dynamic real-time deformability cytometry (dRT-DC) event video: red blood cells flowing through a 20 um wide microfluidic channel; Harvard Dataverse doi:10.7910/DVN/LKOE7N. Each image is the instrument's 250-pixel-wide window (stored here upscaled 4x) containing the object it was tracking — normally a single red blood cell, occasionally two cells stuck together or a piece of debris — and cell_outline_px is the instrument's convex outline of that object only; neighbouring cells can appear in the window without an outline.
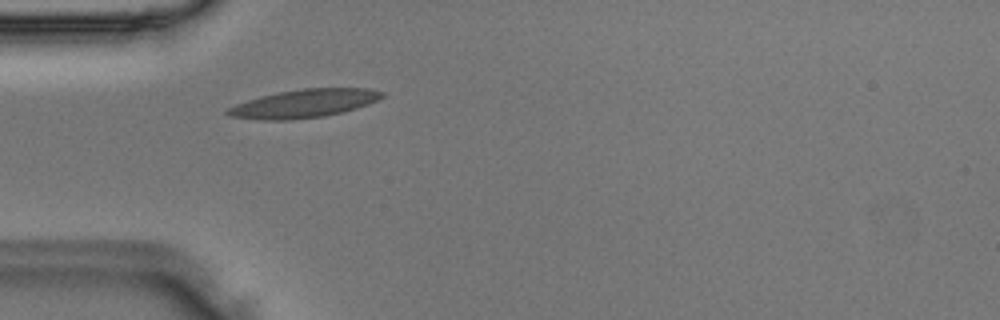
{"species": "Egyptian fruit bat (a non-hibernating species)", "species_latin": "Rousettus aegyptiacus", "temperature_condition": "room temperature", "stored_images_in_passage": 33, "camera_frame_rate_fps": 3000, "um_per_image_px": 0.085, "animal": {"sex": "male"}, "frame": {"image": 1, "passage_image": 3, "time_ms": 0.667, "image_size_px": [1000, 320], "cell_outline_px": [[384, 96], [368, 104], [344, 112], [324, 116], [288, 120], [264, 120], [228, 116], [224, 112], [228, 108], [236, 104], [260, 96], [280, 92], [304, 88], [368, 88], [384, 92]], "centroid_in_image_um": [25.84, 8.8], "position_along_channel_um": 59.2, "area_um2": 25.32}}
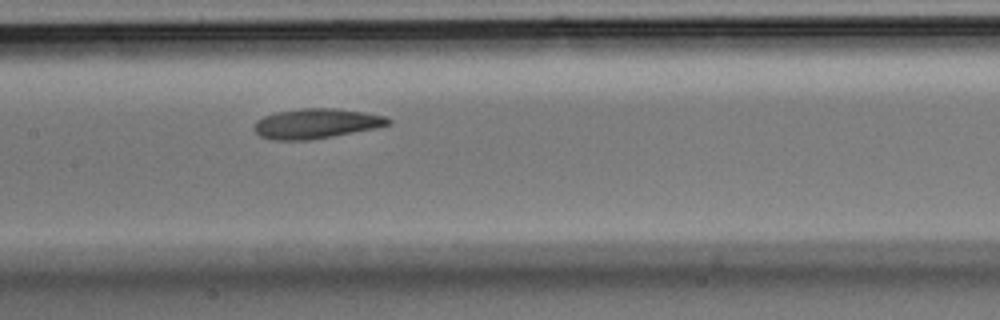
{"frame": {"image": 2, "passage_image": 12, "time_ms": 3.667, "image_size_px": [1000, 320], "cell_outline_px": [[392, 124], [376, 128], [332, 136], [308, 140], [272, 140], [260, 136], [252, 128], [256, 120], [264, 116], [276, 112], [300, 108], [332, 108], [364, 112], [388, 116], [392, 120]], "centroid_in_image_um": [26.88, 10.5], "position_along_channel_um": 180.5, "area_um2": 23.52}}
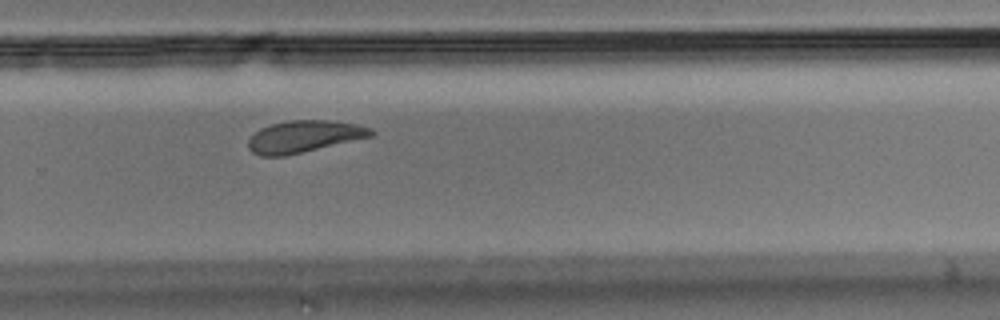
{"frame": {"image": 3, "passage_image": 21, "time_ms": 6.667, "image_size_px": [1000, 320], "cell_outline_px": [[376, 132], [372, 136], [284, 156], [260, 156], [252, 152], [248, 148], [248, 140], [260, 128], [272, 124], [288, 120], [332, 120], [372, 128]], "centroid_in_image_um": [25.82, 11.6], "position_along_channel_um": 304.0, "area_um2": 22.6}}